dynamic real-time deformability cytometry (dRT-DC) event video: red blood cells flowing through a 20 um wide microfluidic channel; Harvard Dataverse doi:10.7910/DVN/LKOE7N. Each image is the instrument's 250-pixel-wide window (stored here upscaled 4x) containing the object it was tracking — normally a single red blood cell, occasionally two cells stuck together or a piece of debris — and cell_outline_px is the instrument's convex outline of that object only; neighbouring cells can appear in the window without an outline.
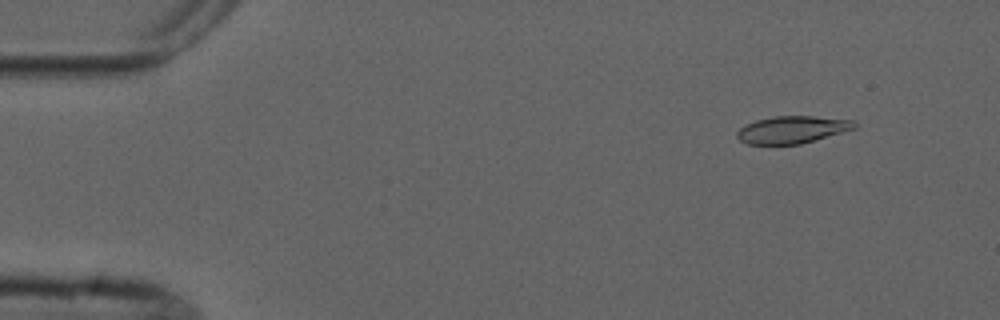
{"species": "common noctule bat (a hibernating species)", "species_latin": "Nyctalus noctula", "temperature_condition": "cold", "stored_images_in_passage": 4, "camera_frame_rate_fps": 3000, "um_per_image_px": 0.085, "animal": {"sex": "male", "forearm_length_mm": 52.5}, "frame": {"image": 1, "passage_image": 2, "time_ms": 1.0, "image_size_px": [1000, 320], "cell_outline_px": [[856, 128], [800, 144], [748, 144], [740, 140], [736, 136], [736, 132], [740, 128], [756, 120], [776, 116], [812, 116], [852, 120], [856, 124]], "centroid_in_image_um": [67.32, 11.02], "position_along_channel_um": 17.7, "area_um2": 18.38}}